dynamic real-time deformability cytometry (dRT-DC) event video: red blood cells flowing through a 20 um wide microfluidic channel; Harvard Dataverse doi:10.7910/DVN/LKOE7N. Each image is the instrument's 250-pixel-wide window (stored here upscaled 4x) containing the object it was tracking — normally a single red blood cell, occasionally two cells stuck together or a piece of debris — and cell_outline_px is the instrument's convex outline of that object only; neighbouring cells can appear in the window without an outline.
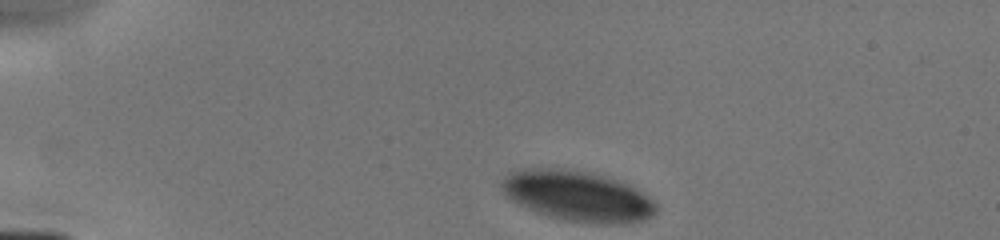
{"species": "human", "species_latin": "Homo sapiens", "temperature_condition": "cold", "stored_images_in_passage": 3, "camera_frame_rate_fps": 3000, "um_per_image_px": 0.085, "donor": {"sex": "male"}, "frame": {"image": 1, "passage_image": 1, "time_ms": 0.0, "image_size_px": [1000, 240], "cell_outline_px": [[656, 212], [652, 216], [644, 220], [624, 224], [600, 224], [568, 220], [548, 216], [536, 212], [512, 200], [504, 192], [500, 184], [512, 172], [532, 168], [548, 168], [588, 172], [604, 176], [628, 184], [636, 188], [648, 196], [656, 204]], "centroid_in_image_um": [49.15, 16.68], "position_along_channel_um": 35.8, "area_um2": 44.74}}